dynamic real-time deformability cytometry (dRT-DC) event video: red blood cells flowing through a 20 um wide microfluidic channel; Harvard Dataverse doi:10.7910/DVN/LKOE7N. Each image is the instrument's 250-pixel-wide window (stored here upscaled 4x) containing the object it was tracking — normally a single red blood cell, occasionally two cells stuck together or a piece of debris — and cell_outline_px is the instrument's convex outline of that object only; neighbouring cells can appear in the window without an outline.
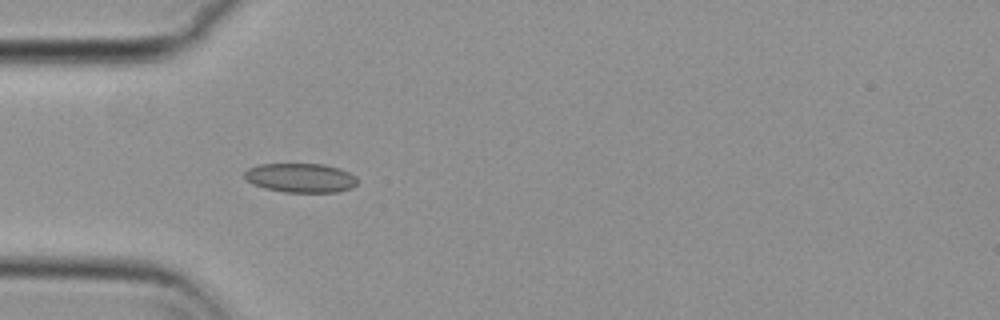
{"species": "common noctule bat (a hibernating species)", "species_latin": "Nyctalus noctula", "temperature_condition": "cold", "stored_images_in_passage": 54, "camera_frame_rate_fps": 3000, "um_per_image_px": 0.085, "animal": {"sex": "female", "body_mass_g": 29.2, "forearm_length_mm": 56.3}, "frame": {"image": 1, "passage_image": 16, "time_ms": 5.0, "image_size_px": [1000, 320], "cell_outline_px": [[356, 184], [352, 188], [336, 192], [284, 192], [264, 188], [252, 184], [244, 180], [244, 172], [248, 168], [260, 164], [324, 164], [340, 168], [356, 176]], "centroid_in_image_um": [25.52, 15.12], "position_along_channel_um": 59.5, "area_um2": 19.36}}
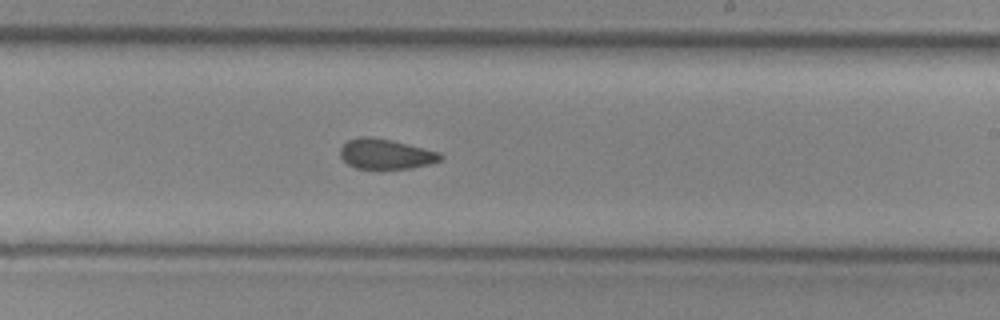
{"frame": {"image": 2, "passage_image": 32, "time_ms": 10.333, "image_size_px": [1000, 320], "cell_outline_px": [[444, 156], [440, 160], [428, 164], [412, 168], [356, 168], [348, 164], [340, 156], [340, 148], [348, 140], [360, 136], [368, 136], [392, 140], [440, 152]], "centroid_in_image_um": [32.78, 13.08], "position_along_channel_um": 256.2, "area_um2": 17.46}}
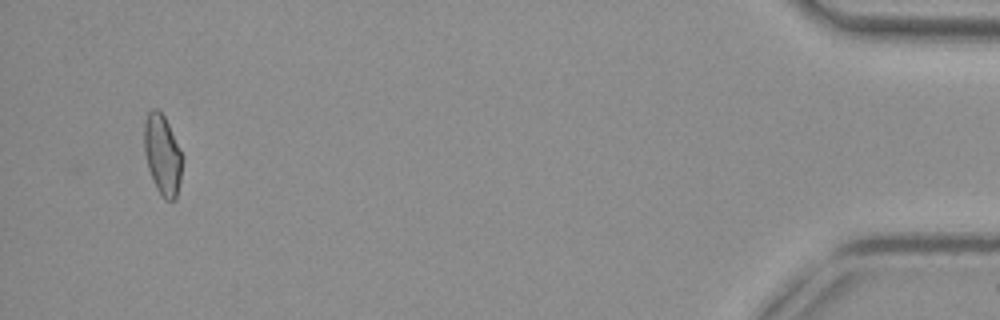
{"frame": {"image": 3, "passage_image": 52, "time_ms": 17.0, "image_size_px": [1000, 320], "cell_outline_px": [[184, 160], [176, 200], [164, 200], [156, 188], [148, 168], [144, 152], [144, 120], [148, 112], [152, 108], [156, 108], [164, 116], [184, 156]], "centroid_in_image_um": [13.82, 13.17], "position_along_channel_um": 421.4, "area_um2": 18.09}, "authors_computed_cell_mechanics": {"area_um2": 18.4382, "velocity_mm_per_s": 3.7511, "shape_relaxation_time_tau1_ms": null, "shape_relaxation_time_tau2_ms": 2.642, "deformation_change_tau1": null, "deformation_change_tau2": 0.0749}}